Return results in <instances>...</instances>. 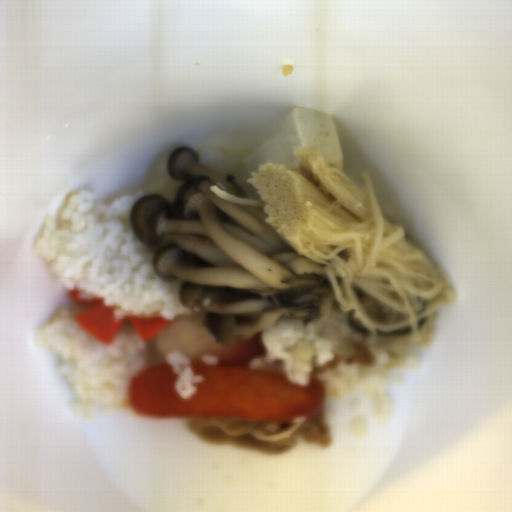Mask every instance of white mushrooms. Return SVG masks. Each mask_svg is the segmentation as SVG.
Here are the masks:
<instances>
[{"label":"white mushrooms","mask_w":512,"mask_h":512,"mask_svg":"<svg viewBox=\"0 0 512 512\" xmlns=\"http://www.w3.org/2000/svg\"><path fill=\"white\" fill-rule=\"evenodd\" d=\"M166 167L183 181L173 200L153 192L140 197L131 229L151 253L157 278L182 282L180 302L210 311L207 330L215 339L228 347L281 318L319 316L332 289L322 266L297 253L261 207L220 199L210 189L250 199L236 177L200 164L186 145L171 151ZM188 232L209 242L173 237Z\"/></svg>","instance_id":"obj_1"}]
</instances>
